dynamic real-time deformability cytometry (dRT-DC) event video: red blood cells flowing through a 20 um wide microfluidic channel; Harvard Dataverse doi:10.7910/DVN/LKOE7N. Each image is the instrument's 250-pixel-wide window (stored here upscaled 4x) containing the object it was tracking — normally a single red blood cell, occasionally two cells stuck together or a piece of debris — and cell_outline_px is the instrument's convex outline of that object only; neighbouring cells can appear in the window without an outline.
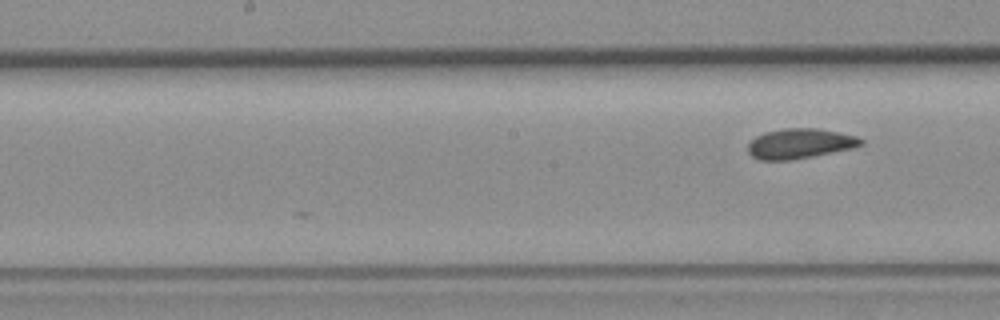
{"species": "common noctule bat (a hibernating species)", "species_latin": "Nyctalus noctula", "temperature_condition": "room temperature", "stored_images_in_passage": 10, "camera_frame_rate_fps": 3000, "um_per_image_px": 0.085, "animal": {"sex": "female", "body_mass_g": 19.3, "forearm_length_mm": 54.1}, "frame": {"image": 1, "passage_image": 10, "time_ms": 11.333, "image_size_px": [1000, 320], "cell_outline_px": [[864, 144], [852, 148], [812, 156], [788, 160], [760, 160], [752, 156], [748, 152], [748, 144], [756, 136], [764, 132], [784, 128], [816, 128], [856, 136], [864, 140]], "centroid_in_image_um": [67.97, 12.2], "position_along_channel_um": 180.2, "area_um2": 19.59}}